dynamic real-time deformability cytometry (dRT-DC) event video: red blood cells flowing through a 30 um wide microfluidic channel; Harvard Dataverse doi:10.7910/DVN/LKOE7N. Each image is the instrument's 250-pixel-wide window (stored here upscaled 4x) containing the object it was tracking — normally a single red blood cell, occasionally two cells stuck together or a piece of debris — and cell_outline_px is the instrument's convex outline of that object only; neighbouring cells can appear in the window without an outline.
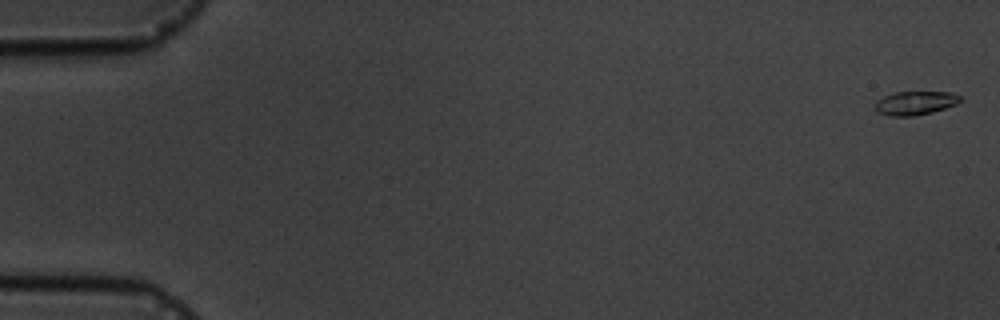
{"species": "common noctule bat (a hibernating species)", "species_latin": "Nyctalus noctula", "temperature_condition": "cold", "stored_images_in_passage": 17, "camera_frame_rate_fps": 3000, "um_per_image_px": 0.085, "animal": {"sex": "male", "body_mass_g": 19.5, "forearm_length_mm": 54.6}, "frame": {"image": 1, "passage_image": 1, "time_ms": 0.0, "image_size_px": [1000, 320], "cell_outline_px": [[960, 100], [956, 104], [932, 112], [912, 116], [888, 116], [876, 112], [872, 108], [876, 100], [884, 96], [896, 92], [952, 92], [960, 96]], "centroid_in_image_um": [77.71, 8.76], "position_along_channel_um": 7.3, "area_um2": 11.85}}
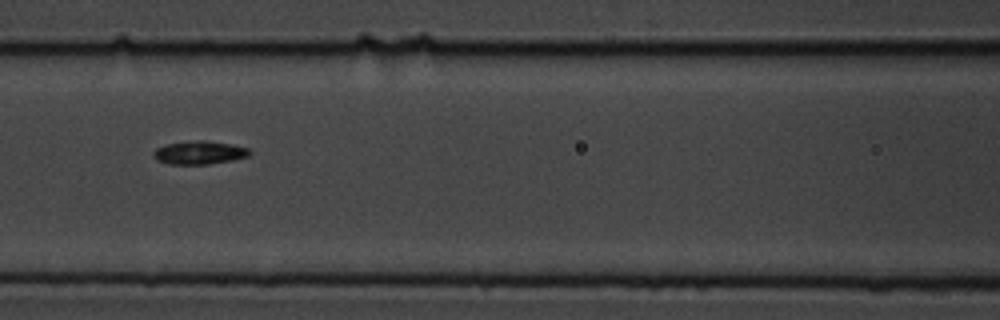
{"frame": {"image": 2, "passage_image": 8, "time_ms": 8.0, "image_size_px": [1000, 320], "cell_outline_px": [[252, 152], [248, 156], [232, 160], [208, 164], [168, 164], [156, 160], [152, 156], [152, 152], [156, 148], [168, 144], [196, 140], [204, 140], [232, 144], [248, 148]], "centroid_in_image_um": [16.93, 12.97], "position_along_channel_um": 149.7, "area_um2": 13.06}}
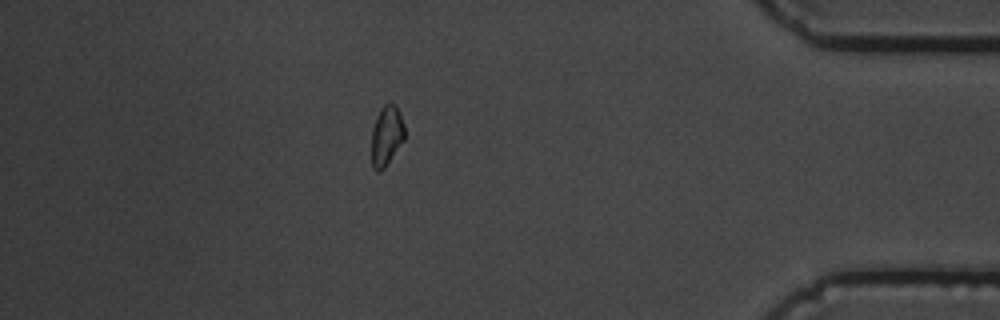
{"frame": {"image": 3, "passage_image": 15, "time_ms": 16.0, "image_size_px": [1000, 320], "cell_outline_px": [[404, 140], [384, 168], [380, 172], [376, 172], [372, 168], [372, 128], [376, 116], [380, 108], [384, 104], [396, 104], [404, 124]], "centroid_in_image_um": [32.84, 11.53], "position_along_channel_um": 402.4, "area_um2": 11.62}, "authors_computed_cell_mechanics": {"area_um2": 12.0802, "velocity_mm_per_s": 3.6503, "shape_relaxation_time_tau1_ms": 2.4489, "shape_relaxation_time_tau2_ms": null, "deformation_change_tau1": 0.0881, "deformation_change_tau2": null}}